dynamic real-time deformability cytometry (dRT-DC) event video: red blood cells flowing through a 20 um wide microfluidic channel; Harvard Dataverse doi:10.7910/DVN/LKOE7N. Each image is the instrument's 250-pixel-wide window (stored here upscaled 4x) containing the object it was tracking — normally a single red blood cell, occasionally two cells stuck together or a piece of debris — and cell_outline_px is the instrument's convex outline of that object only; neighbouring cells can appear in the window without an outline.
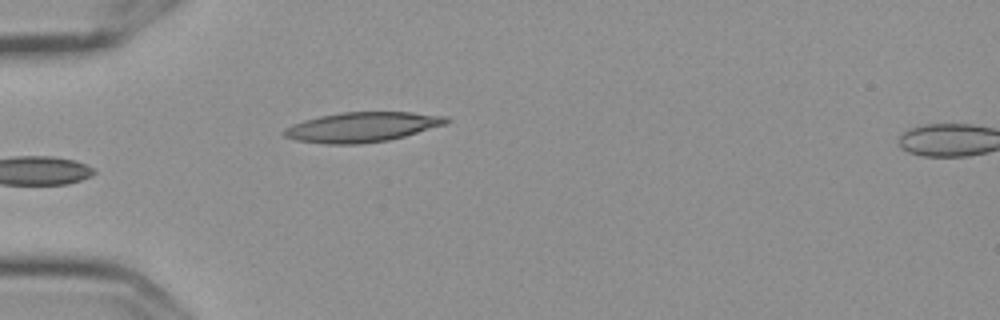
{"species": "Egyptian fruit bat (a non-hibernating species)", "species_latin": "Rousettus aegyptiacus", "temperature_condition": "cold", "stored_images_in_passage": 6, "segment_of_instrument_passage": [1, 2], "camera_frame_rate_fps": 3000, "um_per_image_px": 0.085, "frame": {"image": 1, "passage_image": 5, "time_ms": 1.333, "image_size_px": [1000, 320], "cell_outline_px": [[452, 120], [448, 124], [404, 136], [388, 140], [360, 144], [324, 144], [296, 140], [284, 136], [280, 132], [284, 128], [292, 124], [304, 120], [320, 116], [340, 112], [412, 112], [448, 116]], "centroid_in_image_um": [30.79, 10.79], "position_along_channel_um": 54.2, "area_um2": 28.5}}